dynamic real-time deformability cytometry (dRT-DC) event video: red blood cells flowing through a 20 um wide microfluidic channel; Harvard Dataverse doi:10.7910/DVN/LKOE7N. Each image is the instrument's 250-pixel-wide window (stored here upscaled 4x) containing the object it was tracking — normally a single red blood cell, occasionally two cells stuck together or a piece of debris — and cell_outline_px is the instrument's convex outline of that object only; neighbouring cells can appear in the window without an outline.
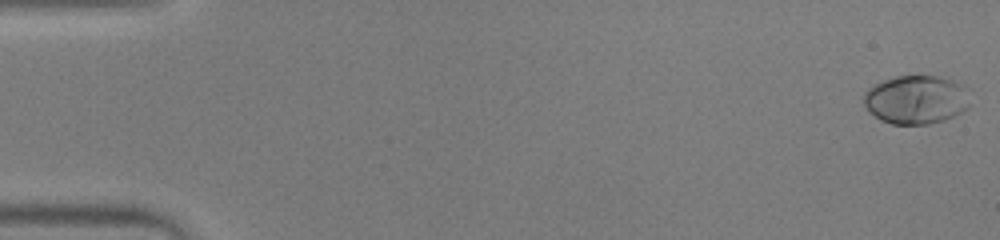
{"species": "human", "species_latin": "Homo sapiens", "temperature_condition": "warm", "stored_images_in_passage": 52, "camera_frame_rate_fps": 3000, "um_per_image_px": 0.085, "donor": {"sex": "male"}, "frame": {"image": 1, "passage_image": 1, "time_ms": 0.0, "image_size_px": [1000, 240], "cell_outline_px": [[968, 108], [944, 120], [928, 124], [892, 124], [880, 120], [868, 112], [864, 104], [864, 92], [868, 88], [884, 80], [896, 76], [940, 76], [964, 84], [968, 88]], "centroid_in_image_um": [77.86, 8.46], "position_along_channel_um": 7.1, "area_um2": 30.29}}
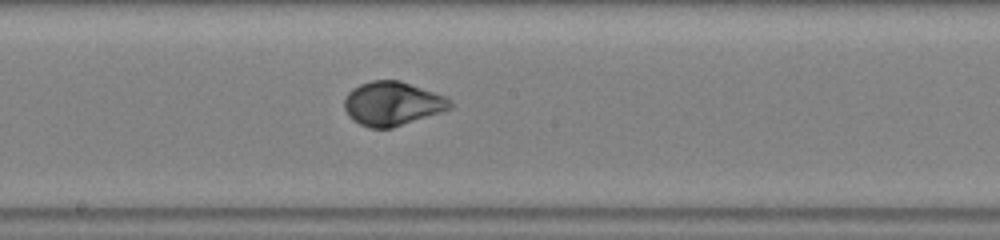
{"frame": {"image": 2, "passage_image": 29, "time_ms": 9.333, "image_size_px": [1000, 240], "cell_outline_px": [[456, 104], [452, 108], [392, 128], [368, 128], [352, 120], [348, 116], [344, 108], [344, 100], [348, 92], [352, 88], [360, 84], [372, 80], [400, 80], [444, 96]], "centroid_in_image_um": [33.33, 8.81], "position_along_channel_um": 214.9, "area_um2": 27.11}}
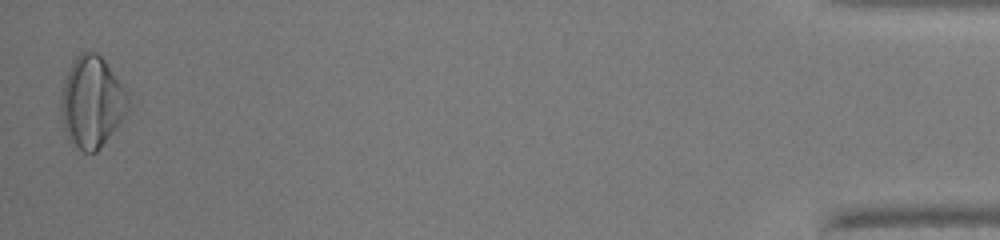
{"frame": {"image": 3, "passage_image": 52, "time_ms": 17.0, "image_size_px": [1000, 240], "cell_outline_px": [[128, 100], [124, 116], [100, 148], [96, 152], [84, 152], [68, 140], [64, 132], [60, 112], [60, 100], [68, 68], [72, 60], [80, 52], [96, 52], [104, 60], [124, 88], [128, 96]], "centroid_in_image_um": [7.75, 8.67], "position_along_channel_um": 427.4, "area_um2": 35.32}, "authors_computed_cell_mechanics": {"area_um2": 27.4839, "velocity_mm_per_s": 3.9655, "shape_relaxation_time_tau1_ms": 2.9835, "shape_relaxation_time_tau2_ms": null, "deformation_change_tau1": 0.182, "deformation_change_tau2": null}}